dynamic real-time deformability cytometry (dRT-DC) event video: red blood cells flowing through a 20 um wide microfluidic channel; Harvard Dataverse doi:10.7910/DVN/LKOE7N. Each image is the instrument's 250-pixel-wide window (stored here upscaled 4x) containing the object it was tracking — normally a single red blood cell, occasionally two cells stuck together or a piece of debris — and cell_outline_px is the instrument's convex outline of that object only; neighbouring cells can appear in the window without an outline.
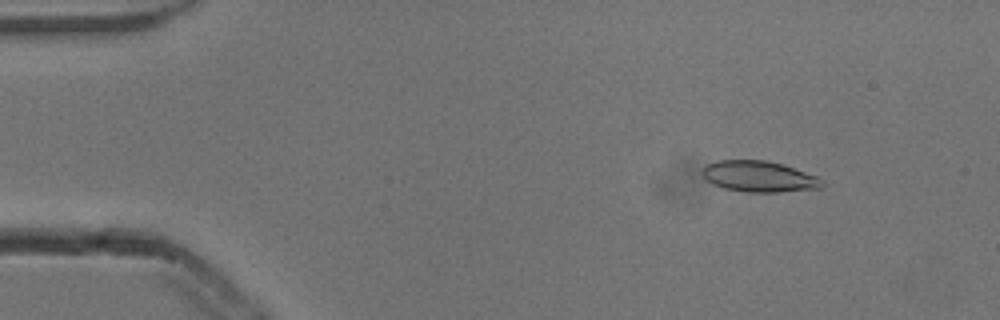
{"species": "common noctule bat (a hibernating species)", "species_latin": "Nyctalus noctula", "temperature_condition": "cold", "stored_images_in_passage": 7, "camera_frame_rate_fps": 3000, "um_per_image_px": 0.085, "animal": {"sex": "male", "body_mass_g": 13.3}, "frame": {"image": 1, "passage_image": 2, "time_ms": 0.333, "image_size_px": [1000, 320], "cell_outline_px": [[824, 184], [820, 188], [776, 192], [744, 192], [724, 188], [712, 184], [704, 180], [700, 172], [704, 164], [716, 160], [768, 160], [784, 164], [820, 176], [824, 180]], "centroid_in_image_um": [64.5, 14.99], "position_along_channel_um": 20.5, "area_um2": 22.25}}
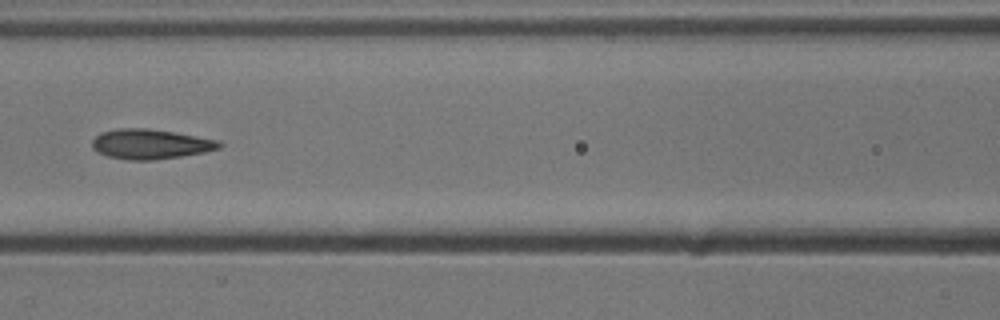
{"frame": {"image": 2, "passage_image": 6, "time_ms": 1.667, "image_size_px": [1000, 320], "cell_outline_px": [[224, 144], [220, 148], [204, 152], [180, 156], [152, 160], [128, 160], [108, 156], [96, 152], [92, 148], [92, 140], [100, 132], [116, 128], [148, 128], [220, 140]], "centroid_in_image_um": [12.76, 12.24], "position_along_channel_um": 153.8, "area_um2": 22.2}}
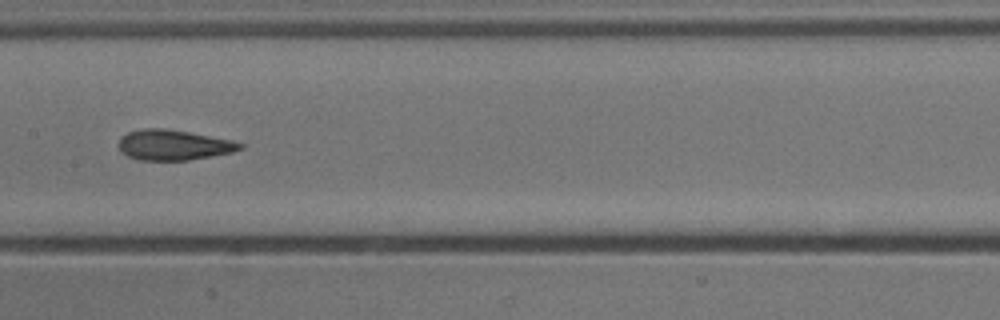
{"frame": {"image": 3, "passage_image": 7, "time_ms": 2.0, "image_size_px": [1000, 320], "cell_outline_px": [[244, 148], [232, 152], [188, 160], [140, 160], [128, 156], [120, 152], [116, 144], [120, 136], [128, 132], [144, 128], [164, 128], [188, 132], [232, 140], [244, 144]], "centroid_in_image_um": [14.7, 12.32], "position_along_channel_um": 192.7, "area_um2": 21.56}}